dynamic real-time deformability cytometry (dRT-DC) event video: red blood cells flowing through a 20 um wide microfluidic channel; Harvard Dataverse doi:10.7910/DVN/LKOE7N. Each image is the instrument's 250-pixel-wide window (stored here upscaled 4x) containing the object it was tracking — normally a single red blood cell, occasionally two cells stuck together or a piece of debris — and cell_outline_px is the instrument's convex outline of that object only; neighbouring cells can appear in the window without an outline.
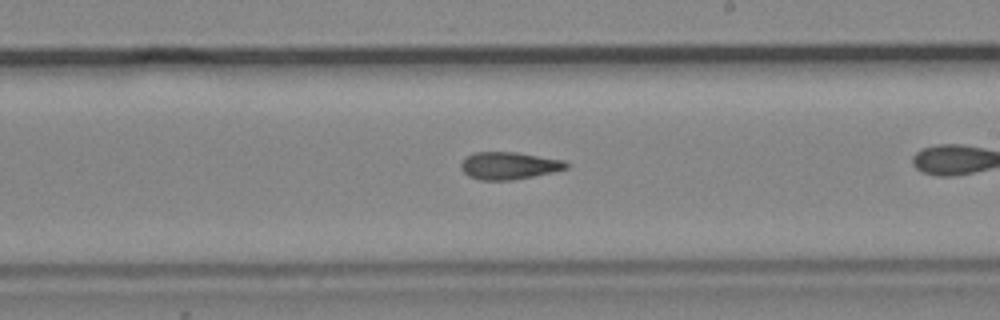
{"species": "common noctule bat (a hibernating species)", "species_latin": "Nyctalus noctula", "temperature_condition": "cold", "stored_images_in_passage": 41, "camera_frame_rate_fps": 3000, "um_per_image_px": 0.085, "animal": {"sex": "male", "body_mass_g": 19.2, "forearm_length_mm": 51.8}, "frame": {"image": 1, "passage_image": 30, "time_ms": 9.667, "image_size_px": [1000, 320], "cell_outline_px": [[568, 168], [552, 172], [512, 180], [480, 180], [468, 176], [460, 168], [460, 164], [472, 152], [516, 152], [564, 160], [568, 164]], "centroid_in_image_um": [43.24, 14.08], "position_along_channel_um": 245.8, "area_um2": 16.7}}